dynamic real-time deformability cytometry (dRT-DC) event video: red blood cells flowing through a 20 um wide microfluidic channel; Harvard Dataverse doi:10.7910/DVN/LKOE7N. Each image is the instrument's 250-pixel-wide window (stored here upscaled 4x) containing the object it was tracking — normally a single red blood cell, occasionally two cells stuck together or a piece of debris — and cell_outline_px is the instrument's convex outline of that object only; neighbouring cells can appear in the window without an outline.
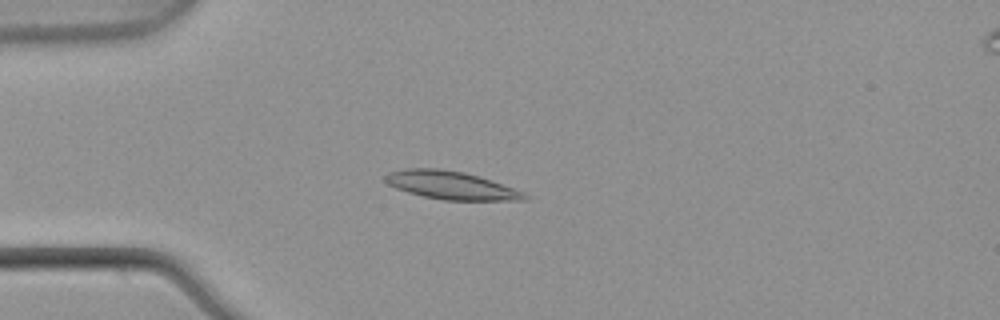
{"species": "common noctule bat (a hibernating species)", "species_latin": "Nyctalus noctula", "temperature_condition": "warm", "stored_images_in_passage": 3, "camera_frame_rate_fps": 3000, "um_per_image_px": 0.085, "animal": {"sex": "male", "body_mass_g": 21.5, "forearm_length_mm": 52.0}, "frame": {"image": 1, "passage_image": 3, "time_ms": 0.667, "image_size_px": [1000, 320], "cell_outline_px": [[528, 200], [444, 200], [424, 196], [408, 192], [396, 188], [388, 184], [384, 180], [384, 176], [388, 172], [408, 168], [440, 168], [464, 172], [480, 176], [524, 192], [528, 196]], "centroid_in_image_um": [38.33, 15.74], "position_along_channel_um": 46.7, "area_um2": 22.77}}